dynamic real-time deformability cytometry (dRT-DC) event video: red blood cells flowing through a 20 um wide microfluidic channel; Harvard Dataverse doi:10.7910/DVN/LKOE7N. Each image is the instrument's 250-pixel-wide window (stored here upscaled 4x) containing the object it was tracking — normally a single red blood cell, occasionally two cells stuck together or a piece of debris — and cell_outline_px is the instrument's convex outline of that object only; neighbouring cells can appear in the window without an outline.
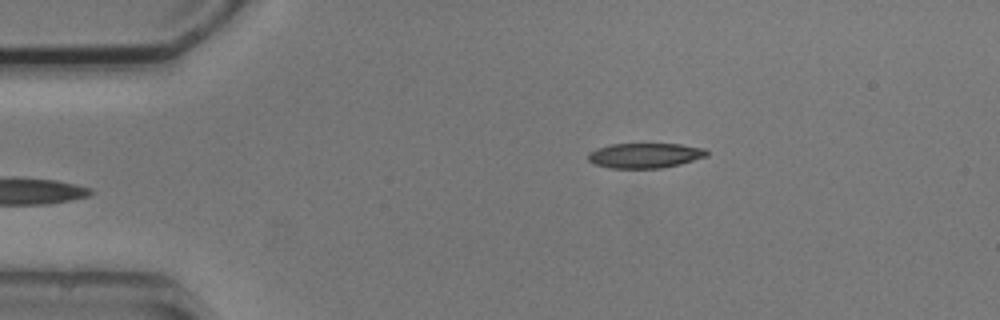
{"species": "common noctule bat (a hibernating species)", "species_latin": "Nyctalus noctula", "temperature_condition": "cold", "stored_images_in_passage": 3, "camera_frame_rate_fps": 3000, "um_per_image_px": 0.085, "animal": {"sex": "male", "body_mass_g": 20.5, "forearm_length_mm": 52.5}, "frame": {"image": 1, "passage_image": 3, "time_ms": 3.0, "image_size_px": [1000, 320], "cell_outline_px": [[708, 156], [680, 164], [660, 168], [608, 168], [596, 164], [588, 160], [588, 152], [596, 148], [612, 144], [680, 144], [708, 148]], "centroid_in_image_um": [54.85, 13.21], "position_along_channel_um": 30.2, "area_um2": 17.4}}